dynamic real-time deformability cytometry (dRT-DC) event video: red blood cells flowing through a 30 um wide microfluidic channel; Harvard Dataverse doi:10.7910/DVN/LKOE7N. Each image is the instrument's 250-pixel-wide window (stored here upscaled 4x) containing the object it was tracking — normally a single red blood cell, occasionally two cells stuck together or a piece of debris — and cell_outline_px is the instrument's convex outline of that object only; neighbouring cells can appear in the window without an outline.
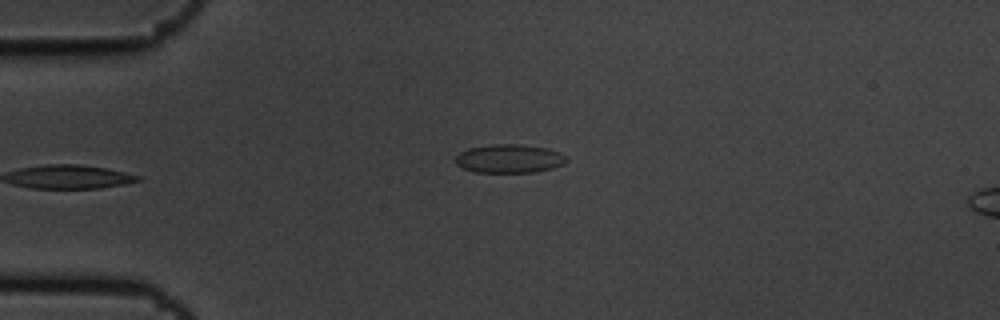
{"species": "common noctule bat (a hibernating species)", "species_latin": "Nyctalus noctula", "temperature_condition": "cold", "stored_images_in_passage": 4, "camera_frame_rate_fps": 3000, "um_per_image_px": 0.085, "animal": {"sex": "male", "body_mass_g": 19.5, "forearm_length_mm": 54.6}, "frame": {"image": 1, "passage_image": 4, "time_ms": 1.0, "image_size_px": [1000, 320], "cell_outline_px": [[568, 160], [564, 164], [552, 168], [536, 172], [476, 172], [464, 168], [456, 164], [456, 156], [460, 152], [468, 148], [492, 144], [520, 144], [548, 148], [560, 152], [568, 156]], "centroid_in_image_um": [43.34, 13.47], "position_along_channel_um": 41.7, "area_um2": 18.61}}